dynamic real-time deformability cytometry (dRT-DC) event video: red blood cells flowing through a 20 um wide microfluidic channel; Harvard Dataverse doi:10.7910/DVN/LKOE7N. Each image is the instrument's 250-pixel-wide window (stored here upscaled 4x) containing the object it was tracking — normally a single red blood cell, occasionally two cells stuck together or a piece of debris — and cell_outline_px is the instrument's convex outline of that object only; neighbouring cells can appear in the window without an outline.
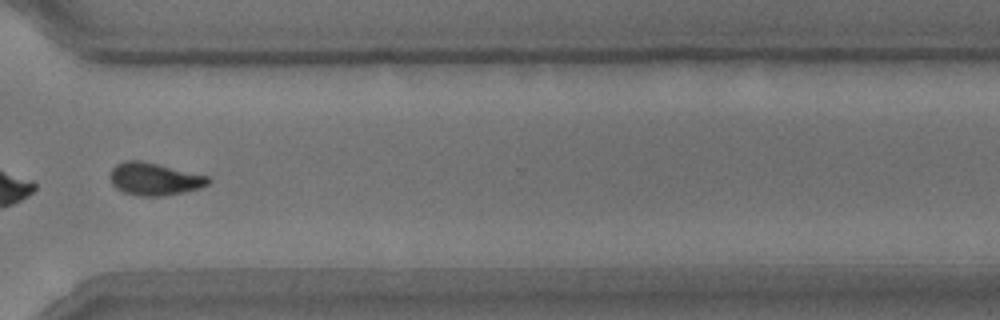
{"species": "common noctule bat (a hibernating species)", "species_latin": "Nyctalus noctula", "temperature_condition": "room temperature", "stored_images_in_passage": 44, "camera_frame_rate_fps": 3000, "um_per_image_px": 0.085, "animal": {"sex": "male", "body_mass_g": 15.6}, "frame": {"image": 1, "passage_image": 32, "time_ms": 10.333, "image_size_px": [1000, 320], "cell_outline_px": [[212, 180], [208, 184], [200, 188], [184, 192], [164, 196], [140, 196], [124, 192], [116, 188], [112, 184], [108, 176], [112, 168], [116, 164], [124, 160], [140, 160], [208, 176]], "centroid_in_image_um": [13.09, 15.22], "position_along_channel_um": 357.5, "area_um2": 18.67}, "authors_computed_cell_mechanics": {"area_um2": 18.7272, "velocity_mm_per_s": 3.7381, "shape_relaxation_time_tau1_ms": 4.3511, "shape_relaxation_time_tau2_ms": 3.6513, "deformation_change_tau1": 0.1508, "deformation_change_tau2": 0.0929}}